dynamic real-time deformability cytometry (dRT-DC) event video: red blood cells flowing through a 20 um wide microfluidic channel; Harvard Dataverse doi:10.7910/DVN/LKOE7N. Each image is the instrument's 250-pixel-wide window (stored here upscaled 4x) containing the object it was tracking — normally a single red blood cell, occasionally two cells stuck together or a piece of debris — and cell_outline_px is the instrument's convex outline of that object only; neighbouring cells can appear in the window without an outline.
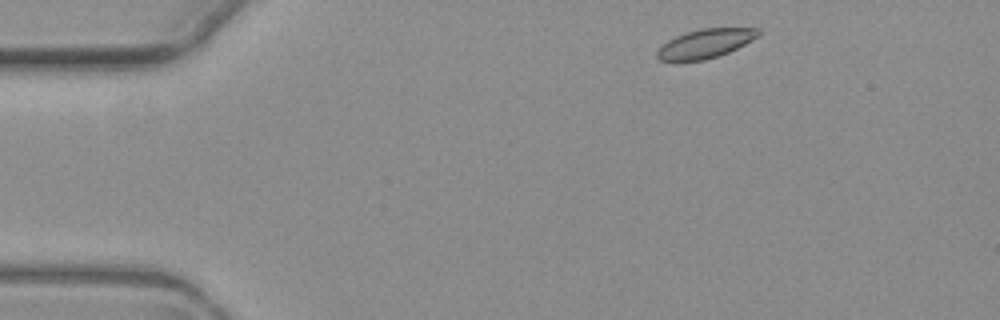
{"species": "common noctule bat (a hibernating species)", "species_latin": "Nyctalus noctula", "temperature_condition": "warm", "stored_images_in_passage": 3, "camera_frame_rate_fps": 3000, "um_per_image_px": 0.085, "animal": {"sex": "female", "body_mass_g": 19.3, "forearm_length_mm": 54.1}, "frame": {"image": 1, "passage_image": 1, "time_ms": 0.0, "image_size_px": [1000, 320], "cell_outline_px": [[760, 36], [728, 52], [704, 60], [660, 60], [656, 56], [656, 52], [668, 40], [676, 36], [700, 28], [760, 28]], "centroid_in_image_um": [59.99, 3.68], "position_along_channel_um": 25.0, "area_um2": 16.76}}